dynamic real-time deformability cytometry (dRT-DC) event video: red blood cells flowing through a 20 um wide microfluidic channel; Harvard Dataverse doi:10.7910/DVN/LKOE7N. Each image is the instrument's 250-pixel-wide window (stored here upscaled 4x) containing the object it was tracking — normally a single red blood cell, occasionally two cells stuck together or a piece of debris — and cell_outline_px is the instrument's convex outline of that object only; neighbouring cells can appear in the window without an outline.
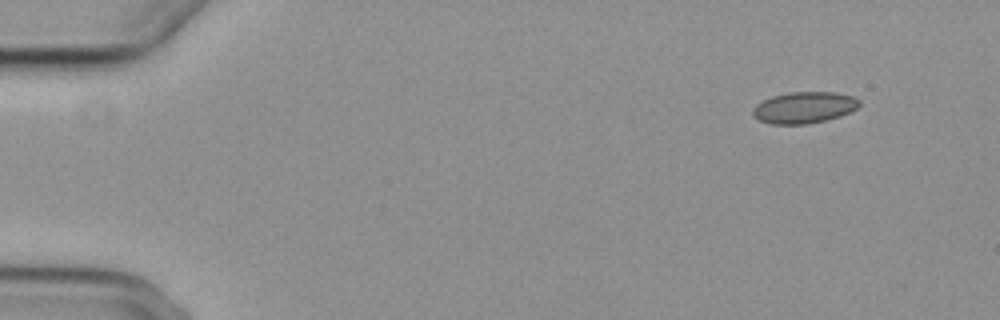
{"species": "common noctule bat (a hibernating species)", "species_latin": "Nyctalus noctula", "temperature_condition": "cold", "stored_images_in_passage": 5, "camera_frame_rate_fps": 3000, "um_per_image_px": 0.085, "animal": {"sex": "female", "body_mass_g": 29.2, "forearm_length_mm": 56.3}, "frame": {"image": 1, "passage_image": 1, "time_ms": 0.0, "image_size_px": [1000, 320], "cell_outline_px": [[860, 104], [856, 108], [840, 116], [808, 124], [772, 124], [760, 120], [752, 116], [752, 108], [756, 104], [772, 96], [792, 92], [836, 92], [852, 96], [860, 100]], "centroid_in_image_um": [68.33, 9.14], "position_along_channel_um": 16.7, "area_um2": 19.42}}
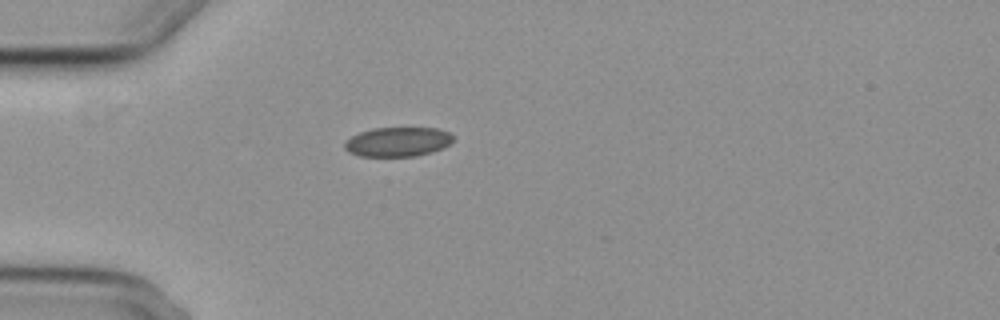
{"frame": {"image": 2, "passage_image": 4, "time_ms": 3.667, "image_size_px": [1000, 320], "cell_outline_px": [[452, 140], [448, 144], [440, 148], [416, 156], [360, 156], [348, 152], [344, 148], [344, 140], [360, 132], [372, 128], [436, 128], [448, 132], [452, 136]], "centroid_in_image_um": [33.73, 12.05], "position_along_channel_um": 51.3, "area_um2": 18.38}}